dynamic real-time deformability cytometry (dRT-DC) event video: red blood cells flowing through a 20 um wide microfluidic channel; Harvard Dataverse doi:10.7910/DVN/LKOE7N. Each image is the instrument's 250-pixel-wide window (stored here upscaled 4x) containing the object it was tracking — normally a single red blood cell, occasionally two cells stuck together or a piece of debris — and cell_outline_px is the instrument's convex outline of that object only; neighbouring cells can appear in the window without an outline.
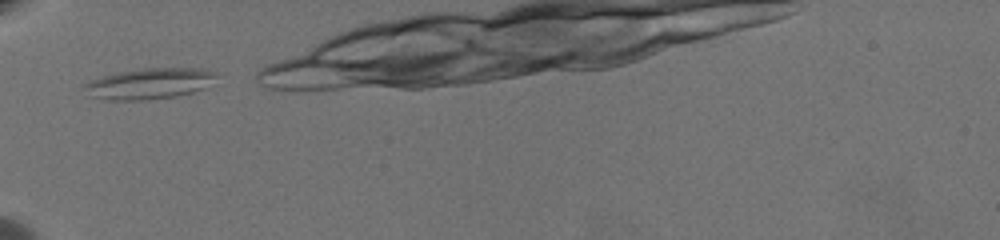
{"species": "common noctule bat (a hibernating species)", "species_latin": "Nyctalus noctula", "temperature_condition": "warm", "stored_images_in_passage": 7, "camera_frame_rate_fps": 3000, "um_per_image_px": 0.085, "animal": {"sex": "female", "body_mass_g": 19.5, "forearm_length_mm": 54.1}, "frame": {"image": 1, "passage_image": 1, "time_ms": 0.0, "image_size_px": [1000, 240], "cell_outline_px": [[216, 76], [204, 88], [192, 92], [176, 96], [144, 100], [108, 100], [88, 96], [80, 88], [84, 84], [100, 76], [140, 68], [200, 68], [216, 72]], "centroid_in_image_um": [12.61, 7.11], "position_along_channel_um": 72.4, "area_um2": 23.81}}